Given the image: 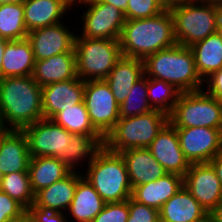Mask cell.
Returning <instances> with one entry per match:
<instances>
[{
  "label": "cell",
  "instance_id": "6",
  "mask_svg": "<svg viewBox=\"0 0 222 222\" xmlns=\"http://www.w3.org/2000/svg\"><path fill=\"white\" fill-rule=\"evenodd\" d=\"M168 122L169 116L159 110L127 118L120 117L104 138V146L116 153L148 148Z\"/></svg>",
  "mask_w": 222,
  "mask_h": 222
},
{
  "label": "cell",
  "instance_id": "26",
  "mask_svg": "<svg viewBox=\"0 0 222 222\" xmlns=\"http://www.w3.org/2000/svg\"><path fill=\"white\" fill-rule=\"evenodd\" d=\"M104 205L105 202L98 192L85 177H82L77 182L74 198L66 212L72 215L75 222H92Z\"/></svg>",
  "mask_w": 222,
  "mask_h": 222
},
{
  "label": "cell",
  "instance_id": "16",
  "mask_svg": "<svg viewBox=\"0 0 222 222\" xmlns=\"http://www.w3.org/2000/svg\"><path fill=\"white\" fill-rule=\"evenodd\" d=\"M85 81L74 78L42 86L43 118L52 119L61 110L84 100Z\"/></svg>",
  "mask_w": 222,
  "mask_h": 222
},
{
  "label": "cell",
  "instance_id": "22",
  "mask_svg": "<svg viewBox=\"0 0 222 222\" xmlns=\"http://www.w3.org/2000/svg\"><path fill=\"white\" fill-rule=\"evenodd\" d=\"M32 77L41 87L54 82H64L78 78L76 54L61 53L36 61Z\"/></svg>",
  "mask_w": 222,
  "mask_h": 222
},
{
  "label": "cell",
  "instance_id": "13",
  "mask_svg": "<svg viewBox=\"0 0 222 222\" xmlns=\"http://www.w3.org/2000/svg\"><path fill=\"white\" fill-rule=\"evenodd\" d=\"M183 186L208 212L222 200V184L210 163H192L183 176Z\"/></svg>",
  "mask_w": 222,
  "mask_h": 222
},
{
  "label": "cell",
  "instance_id": "44",
  "mask_svg": "<svg viewBox=\"0 0 222 222\" xmlns=\"http://www.w3.org/2000/svg\"><path fill=\"white\" fill-rule=\"evenodd\" d=\"M215 222H222V200L219 204L211 211Z\"/></svg>",
  "mask_w": 222,
  "mask_h": 222
},
{
  "label": "cell",
  "instance_id": "4",
  "mask_svg": "<svg viewBox=\"0 0 222 222\" xmlns=\"http://www.w3.org/2000/svg\"><path fill=\"white\" fill-rule=\"evenodd\" d=\"M177 44L190 47L216 33L221 0H183L170 9Z\"/></svg>",
  "mask_w": 222,
  "mask_h": 222
},
{
  "label": "cell",
  "instance_id": "39",
  "mask_svg": "<svg viewBox=\"0 0 222 222\" xmlns=\"http://www.w3.org/2000/svg\"><path fill=\"white\" fill-rule=\"evenodd\" d=\"M31 222H69L67 213L54 212L36 207L34 204L27 210ZM68 215V216H66Z\"/></svg>",
  "mask_w": 222,
  "mask_h": 222
},
{
  "label": "cell",
  "instance_id": "12",
  "mask_svg": "<svg viewBox=\"0 0 222 222\" xmlns=\"http://www.w3.org/2000/svg\"><path fill=\"white\" fill-rule=\"evenodd\" d=\"M185 158L192 163H209L222 151V129L175 127Z\"/></svg>",
  "mask_w": 222,
  "mask_h": 222
},
{
  "label": "cell",
  "instance_id": "19",
  "mask_svg": "<svg viewBox=\"0 0 222 222\" xmlns=\"http://www.w3.org/2000/svg\"><path fill=\"white\" fill-rule=\"evenodd\" d=\"M120 154L125 161L132 188L155 181L168 173L147 148L129 149Z\"/></svg>",
  "mask_w": 222,
  "mask_h": 222
},
{
  "label": "cell",
  "instance_id": "29",
  "mask_svg": "<svg viewBox=\"0 0 222 222\" xmlns=\"http://www.w3.org/2000/svg\"><path fill=\"white\" fill-rule=\"evenodd\" d=\"M103 146L104 137H91L69 132L68 168L71 171L79 172L77 167H84L81 166L83 163H88V166Z\"/></svg>",
  "mask_w": 222,
  "mask_h": 222
},
{
  "label": "cell",
  "instance_id": "25",
  "mask_svg": "<svg viewBox=\"0 0 222 222\" xmlns=\"http://www.w3.org/2000/svg\"><path fill=\"white\" fill-rule=\"evenodd\" d=\"M35 62L32 45L27 38L10 40L4 50L2 78L31 76Z\"/></svg>",
  "mask_w": 222,
  "mask_h": 222
},
{
  "label": "cell",
  "instance_id": "38",
  "mask_svg": "<svg viewBox=\"0 0 222 222\" xmlns=\"http://www.w3.org/2000/svg\"><path fill=\"white\" fill-rule=\"evenodd\" d=\"M127 222H160L159 211L129 198V218Z\"/></svg>",
  "mask_w": 222,
  "mask_h": 222
},
{
  "label": "cell",
  "instance_id": "43",
  "mask_svg": "<svg viewBox=\"0 0 222 222\" xmlns=\"http://www.w3.org/2000/svg\"><path fill=\"white\" fill-rule=\"evenodd\" d=\"M164 10L178 6L183 0H156Z\"/></svg>",
  "mask_w": 222,
  "mask_h": 222
},
{
  "label": "cell",
  "instance_id": "3",
  "mask_svg": "<svg viewBox=\"0 0 222 222\" xmlns=\"http://www.w3.org/2000/svg\"><path fill=\"white\" fill-rule=\"evenodd\" d=\"M144 75L172 84L181 93L203 89L204 81L195 67L190 47L176 44L143 60Z\"/></svg>",
  "mask_w": 222,
  "mask_h": 222
},
{
  "label": "cell",
  "instance_id": "9",
  "mask_svg": "<svg viewBox=\"0 0 222 222\" xmlns=\"http://www.w3.org/2000/svg\"><path fill=\"white\" fill-rule=\"evenodd\" d=\"M79 5L85 6L80 19L83 24L80 37L96 39H120V35L126 21L124 12L113 5L99 2L98 0H81ZM82 5V6H81ZM87 7V8H86ZM83 28V29H82Z\"/></svg>",
  "mask_w": 222,
  "mask_h": 222
},
{
  "label": "cell",
  "instance_id": "20",
  "mask_svg": "<svg viewBox=\"0 0 222 222\" xmlns=\"http://www.w3.org/2000/svg\"><path fill=\"white\" fill-rule=\"evenodd\" d=\"M183 186V176L167 173L155 181L132 188L131 198L138 203L155 208L158 211L162 205L176 194Z\"/></svg>",
  "mask_w": 222,
  "mask_h": 222
},
{
  "label": "cell",
  "instance_id": "27",
  "mask_svg": "<svg viewBox=\"0 0 222 222\" xmlns=\"http://www.w3.org/2000/svg\"><path fill=\"white\" fill-rule=\"evenodd\" d=\"M30 185L34 194L66 177L71 170L58 158L31 157L29 163Z\"/></svg>",
  "mask_w": 222,
  "mask_h": 222
},
{
  "label": "cell",
  "instance_id": "51",
  "mask_svg": "<svg viewBox=\"0 0 222 222\" xmlns=\"http://www.w3.org/2000/svg\"><path fill=\"white\" fill-rule=\"evenodd\" d=\"M2 176H3V175H2L1 172H0V182H1Z\"/></svg>",
  "mask_w": 222,
  "mask_h": 222
},
{
  "label": "cell",
  "instance_id": "5",
  "mask_svg": "<svg viewBox=\"0 0 222 222\" xmlns=\"http://www.w3.org/2000/svg\"><path fill=\"white\" fill-rule=\"evenodd\" d=\"M83 173L105 203L128 200L132 186L129 181L125 161L120 153L103 146ZM85 174V175H84Z\"/></svg>",
  "mask_w": 222,
  "mask_h": 222
},
{
  "label": "cell",
  "instance_id": "31",
  "mask_svg": "<svg viewBox=\"0 0 222 222\" xmlns=\"http://www.w3.org/2000/svg\"><path fill=\"white\" fill-rule=\"evenodd\" d=\"M21 3L0 4V38L22 40L28 36Z\"/></svg>",
  "mask_w": 222,
  "mask_h": 222
},
{
  "label": "cell",
  "instance_id": "8",
  "mask_svg": "<svg viewBox=\"0 0 222 222\" xmlns=\"http://www.w3.org/2000/svg\"><path fill=\"white\" fill-rule=\"evenodd\" d=\"M174 127H209L222 129V101L204 89L181 93L169 115Z\"/></svg>",
  "mask_w": 222,
  "mask_h": 222
},
{
  "label": "cell",
  "instance_id": "40",
  "mask_svg": "<svg viewBox=\"0 0 222 222\" xmlns=\"http://www.w3.org/2000/svg\"><path fill=\"white\" fill-rule=\"evenodd\" d=\"M206 92L222 101V68L213 72L207 79L204 80ZM207 84V85H206Z\"/></svg>",
  "mask_w": 222,
  "mask_h": 222
},
{
  "label": "cell",
  "instance_id": "32",
  "mask_svg": "<svg viewBox=\"0 0 222 222\" xmlns=\"http://www.w3.org/2000/svg\"><path fill=\"white\" fill-rule=\"evenodd\" d=\"M180 94L172 84L147 77V98L153 110H159L169 116Z\"/></svg>",
  "mask_w": 222,
  "mask_h": 222
},
{
  "label": "cell",
  "instance_id": "49",
  "mask_svg": "<svg viewBox=\"0 0 222 222\" xmlns=\"http://www.w3.org/2000/svg\"><path fill=\"white\" fill-rule=\"evenodd\" d=\"M27 0H0V4H6V3H21L23 4Z\"/></svg>",
  "mask_w": 222,
  "mask_h": 222
},
{
  "label": "cell",
  "instance_id": "18",
  "mask_svg": "<svg viewBox=\"0 0 222 222\" xmlns=\"http://www.w3.org/2000/svg\"><path fill=\"white\" fill-rule=\"evenodd\" d=\"M83 171H71L63 179L35 194L34 205L38 208L66 213L76 191L77 182L83 177Z\"/></svg>",
  "mask_w": 222,
  "mask_h": 222
},
{
  "label": "cell",
  "instance_id": "47",
  "mask_svg": "<svg viewBox=\"0 0 222 222\" xmlns=\"http://www.w3.org/2000/svg\"><path fill=\"white\" fill-rule=\"evenodd\" d=\"M216 34L222 39V13L217 22Z\"/></svg>",
  "mask_w": 222,
  "mask_h": 222
},
{
  "label": "cell",
  "instance_id": "30",
  "mask_svg": "<svg viewBox=\"0 0 222 222\" xmlns=\"http://www.w3.org/2000/svg\"><path fill=\"white\" fill-rule=\"evenodd\" d=\"M52 120L70 133L103 137L92 125L84 101L61 110Z\"/></svg>",
  "mask_w": 222,
  "mask_h": 222
},
{
  "label": "cell",
  "instance_id": "28",
  "mask_svg": "<svg viewBox=\"0 0 222 222\" xmlns=\"http://www.w3.org/2000/svg\"><path fill=\"white\" fill-rule=\"evenodd\" d=\"M190 48L197 73L203 81L222 68V39L216 33L194 43Z\"/></svg>",
  "mask_w": 222,
  "mask_h": 222
},
{
  "label": "cell",
  "instance_id": "48",
  "mask_svg": "<svg viewBox=\"0 0 222 222\" xmlns=\"http://www.w3.org/2000/svg\"><path fill=\"white\" fill-rule=\"evenodd\" d=\"M10 222H31V219H30L29 215L26 213L20 219L13 220V221H10Z\"/></svg>",
  "mask_w": 222,
  "mask_h": 222
},
{
  "label": "cell",
  "instance_id": "23",
  "mask_svg": "<svg viewBox=\"0 0 222 222\" xmlns=\"http://www.w3.org/2000/svg\"><path fill=\"white\" fill-rule=\"evenodd\" d=\"M208 213L184 187L169 198L159 210L160 222H194Z\"/></svg>",
  "mask_w": 222,
  "mask_h": 222
},
{
  "label": "cell",
  "instance_id": "17",
  "mask_svg": "<svg viewBox=\"0 0 222 222\" xmlns=\"http://www.w3.org/2000/svg\"><path fill=\"white\" fill-rule=\"evenodd\" d=\"M31 155L28 139L22 130H0V172H28Z\"/></svg>",
  "mask_w": 222,
  "mask_h": 222
},
{
  "label": "cell",
  "instance_id": "7",
  "mask_svg": "<svg viewBox=\"0 0 222 222\" xmlns=\"http://www.w3.org/2000/svg\"><path fill=\"white\" fill-rule=\"evenodd\" d=\"M77 76L83 81L105 80L122 58L120 42L116 39L80 37L74 40Z\"/></svg>",
  "mask_w": 222,
  "mask_h": 222
},
{
  "label": "cell",
  "instance_id": "33",
  "mask_svg": "<svg viewBox=\"0 0 222 222\" xmlns=\"http://www.w3.org/2000/svg\"><path fill=\"white\" fill-rule=\"evenodd\" d=\"M0 190L20 203L28 210L35 201L30 185L29 172H14L2 176Z\"/></svg>",
  "mask_w": 222,
  "mask_h": 222
},
{
  "label": "cell",
  "instance_id": "14",
  "mask_svg": "<svg viewBox=\"0 0 222 222\" xmlns=\"http://www.w3.org/2000/svg\"><path fill=\"white\" fill-rule=\"evenodd\" d=\"M60 22L55 25L34 29L28 33L35 60H44L61 53H75L76 32Z\"/></svg>",
  "mask_w": 222,
  "mask_h": 222
},
{
  "label": "cell",
  "instance_id": "46",
  "mask_svg": "<svg viewBox=\"0 0 222 222\" xmlns=\"http://www.w3.org/2000/svg\"><path fill=\"white\" fill-rule=\"evenodd\" d=\"M194 222H215L214 217L211 212H208L206 215H204L202 218L194 221Z\"/></svg>",
  "mask_w": 222,
  "mask_h": 222
},
{
  "label": "cell",
  "instance_id": "2",
  "mask_svg": "<svg viewBox=\"0 0 222 222\" xmlns=\"http://www.w3.org/2000/svg\"><path fill=\"white\" fill-rule=\"evenodd\" d=\"M119 42L123 57L140 60L176 45L170 10H164L151 18L126 20Z\"/></svg>",
  "mask_w": 222,
  "mask_h": 222
},
{
  "label": "cell",
  "instance_id": "24",
  "mask_svg": "<svg viewBox=\"0 0 222 222\" xmlns=\"http://www.w3.org/2000/svg\"><path fill=\"white\" fill-rule=\"evenodd\" d=\"M143 76V60L122 56L105 81L109 84L114 98L120 105L130 93V89Z\"/></svg>",
  "mask_w": 222,
  "mask_h": 222
},
{
  "label": "cell",
  "instance_id": "42",
  "mask_svg": "<svg viewBox=\"0 0 222 222\" xmlns=\"http://www.w3.org/2000/svg\"><path fill=\"white\" fill-rule=\"evenodd\" d=\"M98 1L113 5L114 7L120 9L124 13L126 12L128 4V0H98Z\"/></svg>",
  "mask_w": 222,
  "mask_h": 222
},
{
  "label": "cell",
  "instance_id": "21",
  "mask_svg": "<svg viewBox=\"0 0 222 222\" xmlns=\"http://www.w3.org/2000/svg\"><path fill=\"white\" fill-rule=\"evenodd\" d=\"M23 8L28 32L63 22L65 14L72 10V6L65 0H27Z\"/></svg>",
  "mask_w": 222,
  "mask_h": 222
},
{
  "label": "cell",
  "instance_id": "50",
  "mask_svg": "<svg viewBox=\"0 0 222 222\" xmlns=\"http://www.w3.org/2000/svg\"><path fill=\"white\" fill-rule=\"evenodd\" d=\"M67 1L71 6H75L78 4L81 0H65Z\"/></svg>",
  "mask_w": 222,
  "mask_h": 222
},
{
  "label": "cell",
  "instance_id": "15",
  "mask_svg": "<svg viewBox=\"0 0 222 222\" xmlns=\"http://www.w3.org/2000/svg\"><path fill=\"white\" fill-rule=\"evenodd\" d=\"M168 173L184 176L190 167L180 147L176 128L168 122L147 148Z\"/></svg>",
  "mask_w": 222,
  "mask_h": 222
},
{
  "label": "cell",
  "instance_id": "11",
  "mask_svg": "<svg viewBox=\"0 0 222 222\" xmlns=\"http://www.w3.org/2000/svg\"><path fill=\"white\" fill-rule=\"evenodd\" d=\"M84 103L94 128L105 138L120 118L119 104L105 80L85 81Z\"/></svg>",
  "mask_w": 222,
  "mask_h": 222
},
{
  "label": "cell",
  "instance_id": "35",
  "mask_svg": "<svg viewBox=\"0 0 222 222\" xmlns=\"http://www.w3.org/2000/svg\"><path fill=\"white\" fill-rule=\"evenodd\" d=\"M164 9L156 0H128L126 20L151 18L160 14Z\"/></svg>",
  "mask_w": 222,
  "mask_h": 222
},
{
  "label": "cell",
  "instance_id": "36",
  "mask_svg": "<svg viewBox=\"0 0 222 222\" xmlns=\"http://www.w3.org/2000/svg\"><path fill=\"white\" fill-rule=\"evenodd\" d=\"M129 218V199L121 202L105 203L102 211L92 222H127Z\"/></svg>",
  "mask_w": 222,
  "mask_h": 222
},
{
  "label": "cell",
  "instance_id": "1",
  "mask_svg": "<svg viewBox=\"0 0 222 222\" xmlns=\"http://www.w3.org/2000/svg\"><path fill=\"white\" fill-rule=\"evenodd\" d=\"M42 87L31 76L0 79V124L7 130H23L43 118Z\"/></svg>",
  "mask_w": 222,
  "mask_h": 222
},
{
  "label": "cell",
  "instance_id": "45",
  "mask_svg": "<svg viewBox=\"0 0 222 222\" xmlns=\"http://www.w3.org/2000/svg\"><path fill=\"white\" fill-rule=\"evenodd\" d=\"M9 40L0 38V79L2 78V63H3V55H4V50L6 47V43Z\"/></svg>",
  "mask_w": 222,
  "mask_h": 222
},
{
  "label": "cell",
  "instance_id": "10",
  "mask_svg": "<svg viewBox=\"0 0 222 222\" xmlns=\"http://www.w3.org/2000/svg\"><path fill=\"white\" fill-rule=\"evenodd\" d=\"M22 131L27 136L31 157H56L68 167L69 131L45 118Z\"/></svg>",
  "mask_w": 222,
  "mask_h": 222
},
{
  "label": "cell",
  "instance_id": "41",
  "mask_svg": "<svg viewBox=\"0 0 222 222\" xmlns=\"http://www.w3.org/2000/svg\"><path fill=\"white\" fill-rule=\"evenodd\" d=\"M209 163L216 171L217 177L219 178L222 184V151L217 154Z\"/></svg>",
  "mask_w": 222,
  "mask_h": 222
},
{
  "label": "cell",
  "instance_id": "37",
  "mask_svg": "<svg viewBox=\"0 0 222 222\" xmlns=\"http://www.w3.org/2000/svg\"><path fill=\"white\" fill-rule=\"evenodd\" d=\"M26 213L27 210L20 203L0 190V222L20 219Z\"/></svg>",
  "mask_w": 222,
  "mask_h": 222
},
{
  "label": "cell",
  "instance_id": "34",
  "mask_svg": "<svg viewBox=\"0 0 222 222\" xmlns=\"http://www.w3.org/2000/svg\"><path fill=\"white\" fill-rule=\"evenodd\" d=\"M147 98V76H143L130 89L125 101L119 106L120 117L138 116L152 111Z\"/></svg>",
  "mask_w": 222,
  "mask_h": 222
}]
</instances>
